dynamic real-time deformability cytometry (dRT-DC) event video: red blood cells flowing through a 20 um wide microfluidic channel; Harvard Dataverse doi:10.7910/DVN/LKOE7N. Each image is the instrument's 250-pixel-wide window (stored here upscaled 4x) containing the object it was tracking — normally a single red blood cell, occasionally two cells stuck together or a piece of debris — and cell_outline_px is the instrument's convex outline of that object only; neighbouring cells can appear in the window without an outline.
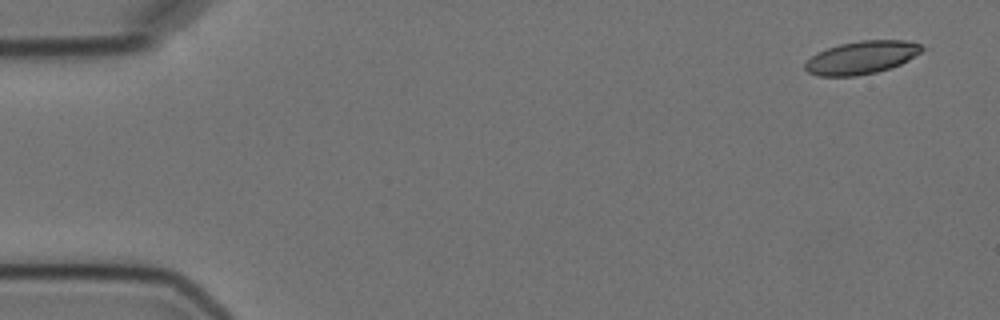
{"species": "Egyptian fruit bat (a non-hibernating species)", "species_latin": "Rousettus aegyptiacus", "temperature_condition": "cold", "stored_images_in_passage": 4, "camera_frame_rate_fps": 3000, "um_per_image_px": 0.085, "animal": {"sex": "female"}, "frame": {"image": 1, "passage_image": 1, "time_ms": 0.0, "image_size_px": [1000, 320], "cell_outline_px": [[928, 48], [908, 60], [900, 64], [876, 72], [856, 76], [820, 76], [808, 72], [804, 68], [804, 64], [816, 52], [840, 44], [860, 40], [904, 40], [920, 44]], "centroid_in_image_um": [73.25, 4.88], "position_along_channel_um": 11.8, "area_um2": 22.43}}
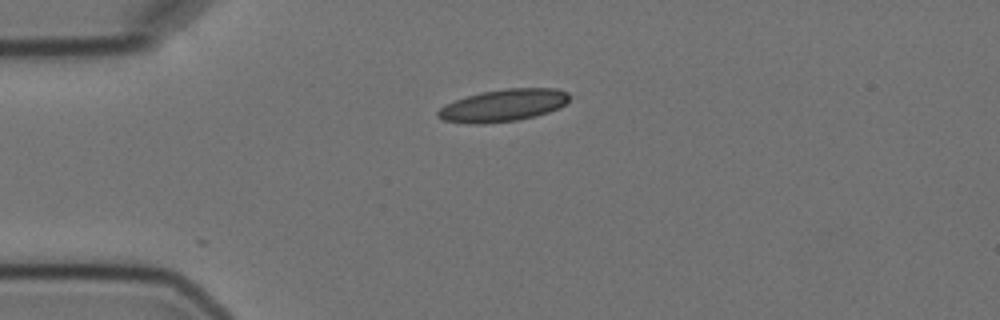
{"frame": {"image": 2, "passage_image": 4, "time_ms": 3.667, "image_size_px": [1000, 320], "cell_outline_px": [[568, 100], [560, 108], [536, 116], [516, 120], [484, 124], [468, 124], [444, 120], [436, 116], [436, 112], [444, 104], [480, 92], [504, 88], [556, 88], [568, 92]], "centroid_in_image_um": [42.75, 8.96], "position_along_channel_um": 42.2, "area_um2": 24.8}}